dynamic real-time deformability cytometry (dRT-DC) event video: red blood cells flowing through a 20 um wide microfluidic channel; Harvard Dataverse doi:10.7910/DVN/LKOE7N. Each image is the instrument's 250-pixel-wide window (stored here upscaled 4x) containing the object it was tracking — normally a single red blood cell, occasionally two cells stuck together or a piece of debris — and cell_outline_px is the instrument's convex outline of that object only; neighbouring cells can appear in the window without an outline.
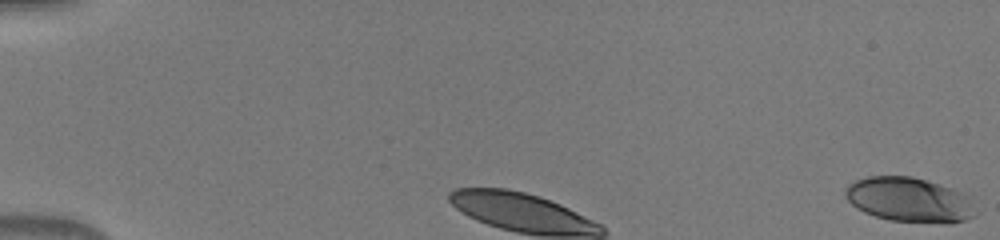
{"species": "human", "species_latin": "Homo sapiens", "temperature_condition": "warm", "stored_images_in_passage": 51, "camera_frame_rate_fps": 3000, "um_per_image_px": 0.085, "donor": {"sex": "male"}, "frame": {"image": 1, "passage_image": 1, "time_ms": 0.0, "image_size_px": [1000, 240], "cell_outline_px": [[980, 212], [964, 220], [952, 224], [948, 224], [888, 220], [864, 212], [856, 208], [844, 196], [844, 188], [848, 184], [856, 180], [868, 176], [912, 176], [960, 192], [968, 196]], "centroid_in_image_um": [77.29, 17.0], "position_along_channel_um": 7.7, "area_um2": 34.04}}
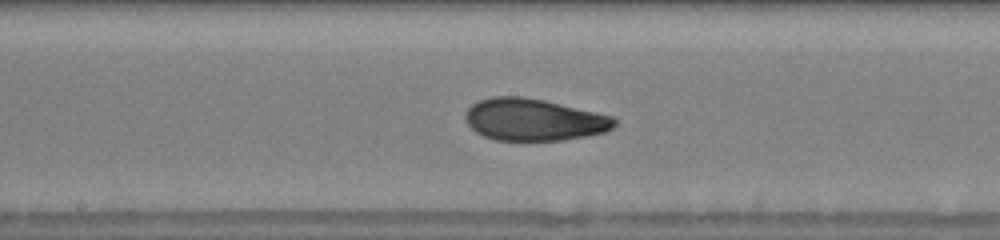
{"frame": {"image": 2, "passage_image": 29, "time_ms": 9.333, "image_size_px": [1000, 240], "cell_outline_px": [[616, 124], [612, 128], [604, 132], [564, 140], [496, 140], [484, 136], [476, 132], [468, 124], [464, 116], [468, 108], [472, 104], [480, 100], [492, 96], [520, 96], [544, 100], [612, 116], [616, 120]], "centroid_in_image_um": [45.35, 10.17], "position_along_channel_um": 202.9, "area_um2": 36.24}}
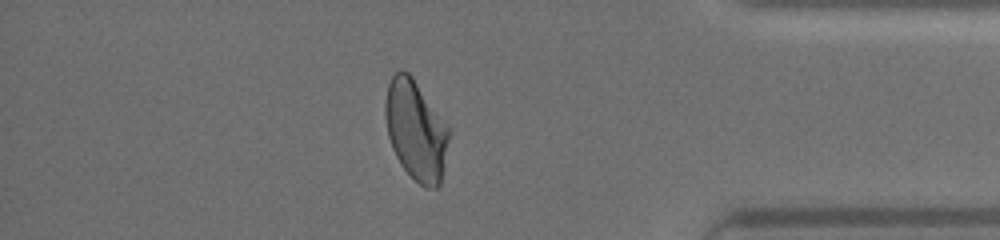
{"frame": {"image": 3, "passage_image": 45, "time_ms": 14.667, "image_size_px": [1000, 240], "cell_outline_px": [[448, 136], [444, 168], [440, 184], [436, 188], [424, 188], [400, 164], [392, 148], [388, 136], [384, 116], [384, 100], [388, 84], [392, 76], [396, 72], [408, 72], [412, 76], [448, 128]], "centroid_in_image_um": [35.3, 11.09], "position_along_channel_um": 399.9, "area_um2": 36.41}}